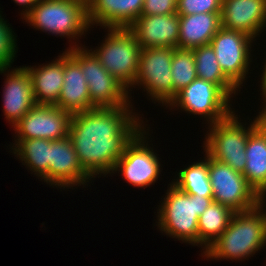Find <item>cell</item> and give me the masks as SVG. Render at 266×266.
Listing matches in <instances>:
<instances>
[{"label": "cell", "mask_w": 266, "mask_h": 266, "mask_svg": "<svg viewBox=\"0 0 266 266\" xmlns=\"http://www.w3.org/2000/svg\"><path fill=\"white\" fill-rule=\"evenodd\" d=\"M263 95V101L262 103H264V108H262V110H260V112H258L259 114L257 115V117L261 120L265 115H266V90L261 94Z\"/></svg>", "instance_id": "d6a6232c"}, {"label": "cell", "mask_w": 266, "mask_h": 266, "mask_svg": "<svg viewBox=\"0 0 266 266\" xmlns=\"http://www.w3.org/2000/svg\"><path fill=\"white\" fill-rule=\"evenodd\" d=\"M192 51L194 54L197 77L199 79L220 86L230 97L238 93L239 89L222 72L215 52L210 44L200 46Z\"/></svg>", "instance_id": "d4e9b609"}, {"label": "cell", "mask_w": 266, "mask_h": 266, "mask_svg": "<svg viewBox=\"0 0 266 266\" xmlns=\"http://www.w3.org/2000/svg\"><path fill=\"white\" fill-rule=\"evenodd\" d=\"M208 173L214 202L234 212H245L259 205V196L241 172L208 156Z\"/></svg>", "instance_id": "30bf717a"}, {"label": "cell", "mask_w": 266, "mask_h": 266, "mask_svg": "<svg viewBox=\"0 0 266 266\" xmlns=\"http://www.w3.org/2000/svg\"><path fill=\"white\" fill-rule=\"evenodd\" d=\"M91 179L92 177L80 164L76 150L68 136L51 141L49 171L41 180L53 187L58 186L64 189L86 185Z\"/></svg>", "instance_id": "5bb4252c"}, {"label": "cell", "mask_w": 266, "mask_h": 266, "mask_svg": "<svg viewBox=\"0 0 266 266\" xmlns=\"http://www.w3.org/2000/svg\"><path fill=\"white\" fill-rule=\"evenodd\" d=\"M264 246L266 214L258 205L245 212H235L227 228L202 254L207 259L242 261L253 256Z\"/></svg>", "instance_id": "7a4b0ae2"}, {"label": "cell", "mask_w": 266, "mask_h": 266, "mask_svg": "<svg viewBox=\"0 0 266 266\" xmlns=\"http://www.w3.org/2000/svg\"><path fill=\"white\" fill-rule=\"evenodd\" d=\"M177 11V0H144L142 14L168 15Z\"/></svg>", "instance_id": "f546056e"}, {"label": "cell", "mask_w": 266, "mask_h": 266, "mask_svg": "<svg viewBox=\"0 0 266 266\" xmlns=\"http://www.w3.org/2000/svg\"><path fill=\"white\" fill-rule=\"evenodd\" d=\"M246 166L242 174L258 196L266 195V126L255 116L249 125Z\"/></svg>", "instance_id": "d6986e66"}, {"label": "cell", "mask_w": 266, "mask_h": 266, "mask_svg": "<svg viewBox=\"0 0 266 266\" xmlns=\"http://www.w3.org/2000/svg\"><path fill=\"white\" fill-rule=\"evenodd\" d=\"M231 97L218 85L196 78L188 86L177 92L166 107L180 109L189 114L200 115L214 124L230 116L232 110ZM231 105V106H230Z\"/></svg>", "instance_id": "ba28073f"}, {"label": "cell", "mask_w": 266, "mask_h": 266, "mask_svg": "<svg viewBox=\"0 0 266 266\" xmlns=\"http://www.w3.org/2000/svg\"><path fill=\"white\" fill-rule=\"evenodd\" d=\"M9 70L10 67L0 69V73L7 75L2 101L4 116L14 126L37 103L27 69L22 66Z\"/></svg>", "instance_id": "e0dca14e"}, {"label": "cell", "mask_w": 266, "mask_h": 266, "mask_svg": "<svg viewBox=\"0 0 266 266\" xmlns=\"http://www.w3.org/2000/svg\"><path fill=\"white\" fill-rule=\"evenodd\" d=\"M71 114L55 105L36 104L14 126L15 138L60 140L68 136Z\"/></svg>", "instance_id": "4fadbf2b"}, {"label": "cell", "mask_w": 266, "mask_h": 266, "mask_svg": "<svg viewBox=\"0 0 266 266\" xmlns=\"http://www.w3.org/2000/svg\"><path fill=\"white\" fill-rule=\"evenodd\" d=\"M158 205L157 228L167 236L198 246V218L213 201V197L188 195L173 183Z\"/></svg>", "instance_id": "3957f363"}, {"label": "cell", "mask_w": 266, "mask_h": 266, "mask_svg": "<svg viewBox=\"0 0 266 266\" xmlns=\"http://www.w3.org/2000/svg\"><path fill=\"white\" fill-rule=\"evenodd\" d=\"M174 48L156 47L142 49L138 73L131 89L137 85L158 104L166 106L173 99L171 65Z\"/></svg>", "instance_id": "9c48e42d"}, {"label": "cell", "mask_w": 266, "mask_h": 266, "mask_svg": "<svg viewBox=\"0 0 266 266\" xmlns=\"http://www.w3.org/2000/svg\"><path fill=\"white\" fill-rule=\"evenodd\" d=\"M222 0H177L178 15L221 12Z\"/></svg>", "instance_id": "f1b7e54d"}, {"label": "cell", "mask_w": 266, "mask_h": 266, "mask_svg": "<svg viewBox=\"0 0 266 266\" xmlns=\"http://www.w3.org/2000/svg\"><path fill=\"white\" fill-rule=\"evenodd\" d=\"M30 76L34 98L37 104L55 105L64 83V52L51 63L24 66Z\"/></svg>", "instance_id": "44dd1931"}, {"label": "cell", "mask_w": 266, "mask_h": 266, "mask_svg": "<svg viewBox=\"0 0 266 266\" xmlns=\"http://www.w3.org/2000/svg\"><path fill=\"white\" fill-rule=\"evenodd\" d=\"M132 106L130 102L72 114L68 137L80 164L92 178L112 174L126 146L144 128Z\"/></svg>", "instance_id": "6da1fadb"}, {"label": "cell", "mask_w": 266, "mask_h": 266, "mask_svg": "<svg viewBox=\"0 0 266 266\" xmlns=\"http://www.w3.org/2000/svg\"><path fill=\"white\" fill-rule=\"evenodd\" d=\"M24 20L43 32L74 40L91 28L87 18V4L81 0H42Z\"/></svg>", "instance_id": "277c9868"}, {"label": "cell", "mask_w": 266, "mask_h": 266, "mask_svg": "<svg viewBox=\"0 0 266 266\" xmlns=\"http://www.w3.org/2000/svg\"><path fill=\"white\" fill-rule=\"evenodd\" d=\"M66 51L80 64L85 76L91 104L95 108H116L130 103L128 90L100 64L95 55L82 44ZM84 47V48H83Z\"/></svg>", "instance_id": "8992f818"}, {"label": "cell", "mask_w": 266, "mask_h": 266, "mask_svg": "<svg viewBox=\"0 0 266 266\" xmlns=\"http://www.w3.org/2000/svg\"><path fill=\"white\" fill-rule=\"evenodd\" d=\"M81 1H84L87 4L90 0H81Z\"/></svg>", "instance_id": "d590c367"}, {"label": "cell", "mask_w": 266, "mask_h": 266, "mask_svg": "<svg viewBox=\"0 0 266 266\" xmlns=\"http://www.w3.org/2000/svg\"><path fill=\"white\" fill-rule=\"evenodd\" d=\"M261 122L266 126V115L261 119Z\"/></svg>", "instance_id": "e575fe53"}, {"label": "cell", "mask_w": 266, "mask_h": 266, "mask_svg": "<svg viewBox=\"0 0 266 266\" xmlns=\"http://www.w3.org/2000/svg\"><path fill=\"white\" fill-rule=\"evenodd\" d=\"M265 197L266 196H259V205L263 208V210H265V214H266V209H264L266 208Z\"/></svg>", "instance_id": "836d02e7"}, {"label": "cell", "mask_w": 266, "mask_h": 266, "mask_svg": "<svg viewBox=\"0 0 266 266\" xmlns=\"http://www.w3.org/2000/svg\"><path fill=\"white\" fill-rule=\"evenodd\" d=\"M220 17L222 28L255 39L266 27V0H222Z\"/></svg>", "instance_id": "2e32d148"}, {"label": "cell", "mask_w": 266, "mask_h": 266, "mask_svg": "<svg viewBox=\"0 0 266 266\" xmlns=\"http://www.w3.org/2000/svg\"><path fill=\"white\" fill-rule=\"evenodd\" d=\"M144 0H90L87 18L90 27L128 28L141 14Z\"/></svg>", "instance_id": "ac0fdd59"}, {"label": "cell", "mask_w": 266, "mask_h": 266, "mask_svg": "<svg viewBox=\"0 0 266 266\" xmlns=\"http://www.w3.org/2000/svg\"><path fill=\"white\" fill-rule=\"evenodd\" d=\"M171 75L174 98L177 92L198 78L192 50L174 48Z\"/></svg>", "instance_id": "4316f807"}, {"label": "cell", "mask_w": 266, "mask_h": 266, "mask_svg": "<svg viewBox=\"0 0 266 266\" xmlns=\"http://www.w3.org/2000/svg\"><path fill=\"white\" fill-rule=\"evenodd\" d=\"M14 141L10 148L13 150L12 153L16 154L32 173L42 179L49 171L51 140L36 138Z\"/></svg>", "instance_id": "603a6c76"}, {"label": "cell", "mask_w": 266, "mask_h": 266, "mask_svg": "<svg viewBox=\"0 0 266 266\" xmlns=\"http://www.w3.org/2000/svg\"><path fill=\"white\" fill-rule=\"evenodd\" d=\"M1 11V10H0ZM1 13V12H0ZM9 23L0 14V69L11 67L16 55V37Z\"/></svg>", "instance_id": "83f0119b"}, {"label": "cell", "mask_w": 266, "mask_h": 266, "mask_svg": "<svg viewBox=\"0 0 266 266\" xmlns=\"http://www.w3.org/2000/svg\"><path fill=\"white\" fill-rule=\"evenodd\" d=\"M255 40L243 32L221 27L210 42L222 72L239 91L250 69Z\"/></svg>", "instance_id": "8fae6325"}, {"label": "cell", "mask_w": 266, "mask_h": 266, "mask_svg": "<svg viewBox=\"0 0 266 266\" xmlns=\"http://www.w3.org/2000/svg\"><path fill=\"white\" fill-rule=\"evenodd\" d=\"M221 12L179 15L178 48L193 50L210 44L221 28Z\"/></svg>", "instance_id": "7402d4cb"}, {"label": "cell", "mask_w": 266, "mask_h": 266, "mask_svg": "<svg viewBox=\"0 0 266 266\" xmlns=\"http://www.w3.org/2000/svg\"><path fill=\"white\" fill-rule=\"evenodd\" d=\"M148 132V129L146 131L144 127L133 138L117 160L112 172H121L127 183L138 188H147L154 184L161 174L160 158L148 145Z\"/></svg>", "instance_id": "7c38bea8"}, {"label": "cell", "mask_w": 266, "mask_h": 266, "mask_svg": "<svg viewBox=\"0 0 266 266\" xmlns=\"http://www.w3.org/2000/svg\"><path fill=\"white\" fill-rule=\"evenodd\" d=\"M234 211L229 207L212 201L198 218V245L203 252L223 233L229 225Z\"/></svg>", "instance_id": "cb8c5ba5"}, {"label": "cell", "mask_w": 266, "mask_h": 266, "mask_svg": "<svg viewBox=\"0 0 266 266\" xmlns=\"http://www.w3.org/2000/svg\"><path fill=\"white\" fill-rule=\"evenodd\" d=\"M261 84H260V88H261V91L262 93L266 90V60H265V63H264V67H263V73L261 75Z\"/></svg>", "instance_id": "1f68e13d"}, {"label": "cell", "mask_w": 266, "mask_h": 266, "mask_svg": "<svg viewBox=\"0 0 266 266\" xmlns=\"http://www.w3.org/2000/svg\"><path fill=\"white\" fill-rule=\"evenodd\" d=\"M16 4H18L19 6L25 8L23 10L25 11H22L21 15L23 16L22 17V20L23 18L31 11V9L37 4L39 3L40 1L42 0H13Z\"/></svg>", "instance_id": "4dcf8cb0"}, {"label": "cell", "mask_w": 266, "mask_h": 266, "mask_svg": "<svg viewBox=\"0 0 266 266\" xmlns=\"http://www.w3.org/2000/svg\"><path fill=\"white\" fill-rule=\"evenodd\" d=\"M107 32L100 47L90 51L130 93L129 88L138 73L142 48L128 28H107Z\"/></svg>", "instance_id": "5b68a950"}, {"label": "cell", "mask_w": 266, "mask_h": 266, "mask_svg": "<svg viewBox=\"0 0 266 266\" xmlns=\"http://www.w3.org/2000/svg\"><path fill=\"white\" fill-rule=\"evenodd\" d=\"M128 29L135 35L142 49L156 47L178 48L179 15L141 14Z\"/></svg>", "instance_id": "9a60e30c"}, {"label": "cell", "mask_w": 266, "mask_h": 266, "mask_svg": "<svg viewBox=\"0 0 266 266\" xmlns=\"http://www.w3.org/2000/svg\"><path fill=\"white\" fill-rule=\"evenodd\" d=\"M235 111L217 123L210 124L204 141V152L212 159L243 172L246 166V144L249 126L238 120Z\"/></svg>", "instance_id": "52a82bcc"}, {"label": "cell", "mask_w": 266, "mask_h": 266, "mask_svg": "<svg viewBox=\"0 0 266 266\" xmlns=\"http://www.w3.org/2000/svg\"><path fill=\"white\" fill-rule=\"evenodd\" d=\"M203 160L188 165L177 173L172 183L188 195L213 197L212 186L208 173V155Z\"/></svg>", "instance_id": "484cf974"}, {"label": "cell", "mask_w": 266, "mask_h": 266, "mask_svg": "<svg viewBox=\"0 0 266 266\" xmlns=\"http://www.w3.org/2000/svg\"><path fill=\"white\" fill-rule=\"evenodd\" d=\"M55 106L71 115L93 110L85 76L80 64L65 50L64 52V83Z\"/></svg>", "instance_id": "ffe728a7"}]
</instances>
